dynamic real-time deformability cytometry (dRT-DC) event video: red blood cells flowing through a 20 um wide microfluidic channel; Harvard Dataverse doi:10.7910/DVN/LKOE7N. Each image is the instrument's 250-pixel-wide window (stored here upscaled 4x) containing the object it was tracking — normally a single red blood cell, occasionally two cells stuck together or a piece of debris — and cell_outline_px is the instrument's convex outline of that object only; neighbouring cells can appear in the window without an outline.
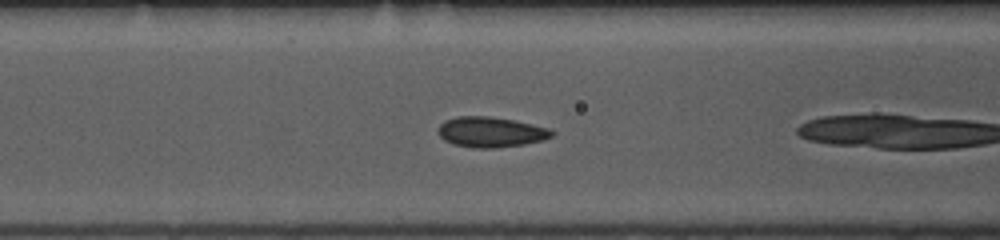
{"species": "common noctule bat (a hibernating species)", "species_latin": "Nyctalus noctula", "temperature_condition": "room temperature", "stored_images_in_passage": 7, "camera_frame_rate_fps": 3000, "um_per_image_px": 0.085, "animal": {"sex": "female", "body_mass_g": 10.0, "forearm_length_mm": 53.1}, "frame": {"image": 1, "passage_image": 6, "time_ms": 1.667, "image_size_px": [1000, 240], "cell_outline_px": [[556, 132], [552, 136], [544, 140], [524, 144], [496, 148], [476, 148], [452, 144], [444, 140], [436, 132], [440, 124], [444, 120], [456, 116], [488, 116], [512, 120], [548, 128]], "centroid_in_image_um": [41.68, 11.23], "position_along_channel_um": 124.9, "area_um2": 20.17}}